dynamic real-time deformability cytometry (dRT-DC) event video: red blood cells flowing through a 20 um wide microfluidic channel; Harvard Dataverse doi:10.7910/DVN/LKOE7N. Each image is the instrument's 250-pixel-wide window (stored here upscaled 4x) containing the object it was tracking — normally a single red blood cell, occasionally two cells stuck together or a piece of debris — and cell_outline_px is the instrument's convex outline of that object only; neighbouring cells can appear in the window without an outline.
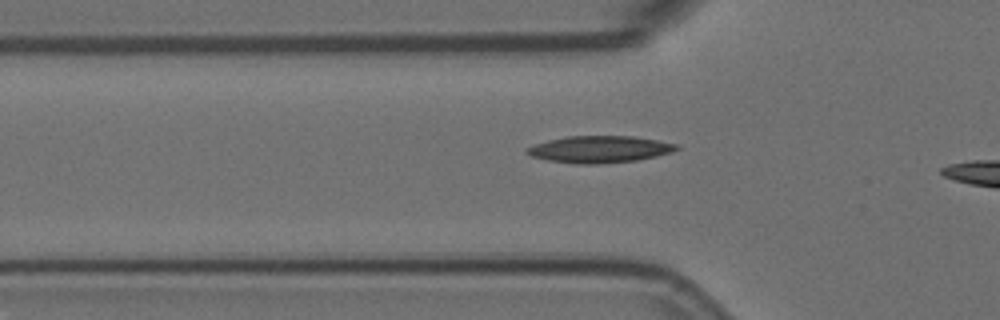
{"species": "Egyptian fruit bat (a non-hibernating species)", "species_latin": "Rousettus aegyptiacus", "temperature_condition": "room temperature", "stored_images_in_passage": 35, "camera_frame_rate_fps": 3000, "um_per_image_px": 0.085, "animal": {"sex": "female"}, "frame": {"image": 1, "passage_image": 8, "time_ms": 2.333, "image_size_px": [1000, 320], "cell_outline_px": [[680, 148], [672, 152], [656, 156], [636, 160], [600, 164], [580, 164], [548, 160], [532, 156], [524, 152], [524, 148], [548, 140], [568, 136], [632, 136], [680, 144]], "centroid_in_image_um": [50.97, 12.69], "position_along_channel_um": 74.8, "area_um2": 23.41}}
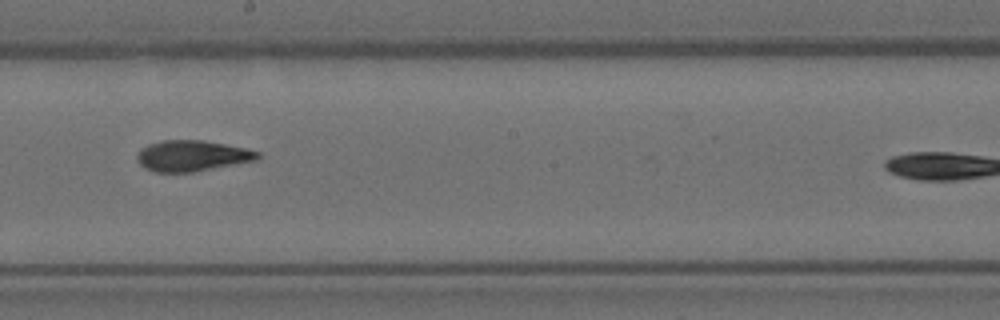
{"frame": {"image": 2, "passage_image": 21, "time_ms": 6.667, "image_size_px": [1000, 320], "cell_outline_px": [[260, 156], [256, 160], [192, 172], [156, 172], [144, 168], [140, 164], [136, 156], [140, 148], [148, 144], [160, 140], [204, 140], [244, 148], [260, 152]], "centroid_in_image_um": [16.28, 13.23], "position_along_channel_um": 231.9, "area_um2": 21.62}}
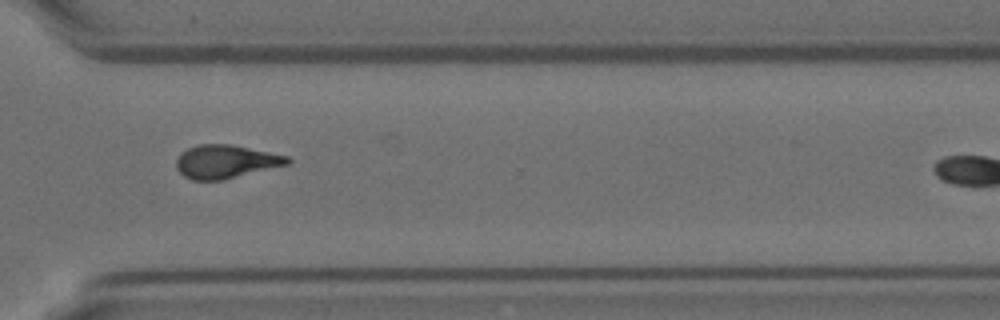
{"frame": {"image": 3, "passage_image": 31, "time_ms": 10.0, "image_size_px": [1000, 320], "cell_outline_px": [[292, 160], [288, 164], [224, 180], [192, 180], [184, 176], [176, 168], [176, 160], [180, 152], [188, 148], [200, 144], [228, 144], [288, 156]], "centroid_in_image_um": [19.15, 13.74], "position_along_channel_um": 351.4, "area_um2": 21.5}}